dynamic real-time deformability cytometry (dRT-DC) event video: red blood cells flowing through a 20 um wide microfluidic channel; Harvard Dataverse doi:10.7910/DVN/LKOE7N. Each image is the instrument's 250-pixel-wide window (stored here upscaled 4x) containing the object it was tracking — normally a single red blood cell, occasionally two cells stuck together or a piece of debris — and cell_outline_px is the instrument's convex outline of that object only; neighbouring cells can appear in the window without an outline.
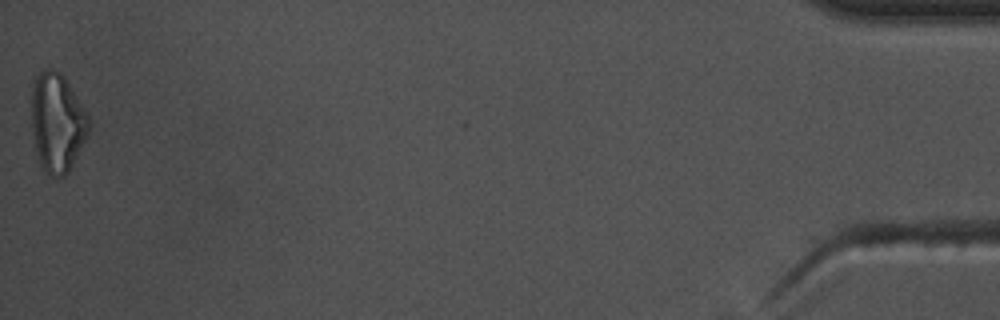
{"species": "common noctule bat (a hibernating species)", "species_latin": "Nyctalus noctula", "temperature_condition": "warm", "stored_images_in_passage": 37, "camera_frame_rate_fps": 3000, "um_per_image_px": 0.085, "animal": {"sex": "male", "body_mass_g": 17.5, "forearm_length_mm": 52.3}, "frame": {"image": 1, "passage_image": 37, "time_ms": 12.0, "image_size_px": [1000, 320], "cell_outline_px": [[88, 132], [68, 172], [64, 176], [48, 176], [44, 172], [36, 156], [32, 132], [32, 84], [36, 76], [44, 68], [52, 68], [60, 72], [64, 76], [88, 112]], "centroid_in_image_um": [4.83, 10.39], "position_along_channel_um": 430.4, "area_um2": 33.12}}